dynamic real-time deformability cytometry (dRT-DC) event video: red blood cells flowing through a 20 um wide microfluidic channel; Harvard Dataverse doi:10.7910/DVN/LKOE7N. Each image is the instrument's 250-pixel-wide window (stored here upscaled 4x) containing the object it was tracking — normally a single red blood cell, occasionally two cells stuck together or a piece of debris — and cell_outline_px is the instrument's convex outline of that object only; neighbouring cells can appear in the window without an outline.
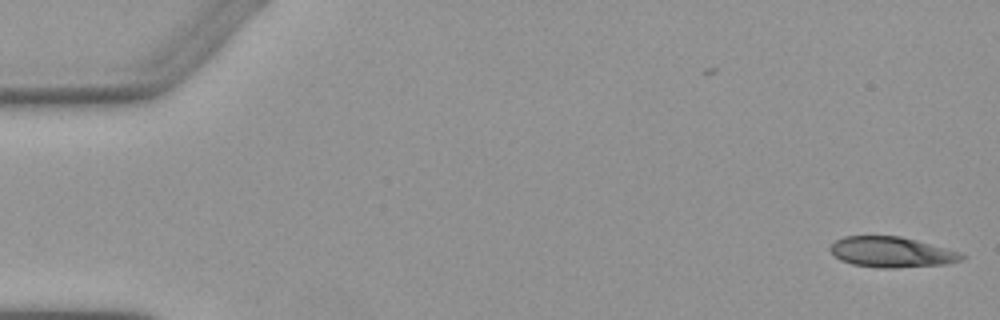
{"species": "Egyptian fruit bat (a non-hibernating species)", "species_latin": "Rousettus aegyptiacus", "temperature_condition": "warm", "stored_images_in_passage": 6, "camera_frame_rate_fps": 3000, "um_per_image_px": 0.085, "animal": {"sex": "female"}, "frame": {"image": 1, "passage_image": 1, "time_ms": 0.0, "image_size_px": [1000, 320], "cell_outline_px": [[968, 256], [964, 260], [948, 264], [896, 268], [876, 268], [852, 264], [840, 260], [828, 248], [836, 240], [844, 236], [900, 236], [916, 240], [960, 252]], "centroid_in_image_um": [75.82, 21.44], "position_along_channel_um": 9.2, "area_um2": 23.52}}
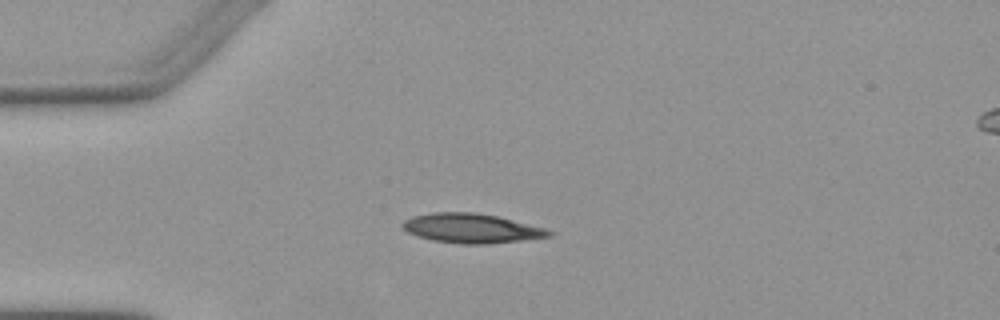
{"frame": {"image": 2, "passage_image": 4, "time_ms": 4.0, "image_size_px": [1000, 320], "cell_outline_px": [[556, 232], [552, 236], [488, 244], [460, 244], [432, 240], [416, 236], [408, 232], [400, 224], [404, 220], [412, 216], [432, 212], [476, 212], [496, 216], [544, 228]], "centroid_in_image_um": [40.04, 19.4], "position_along_channel_um": 45.0, "area_um2": 25.09}}
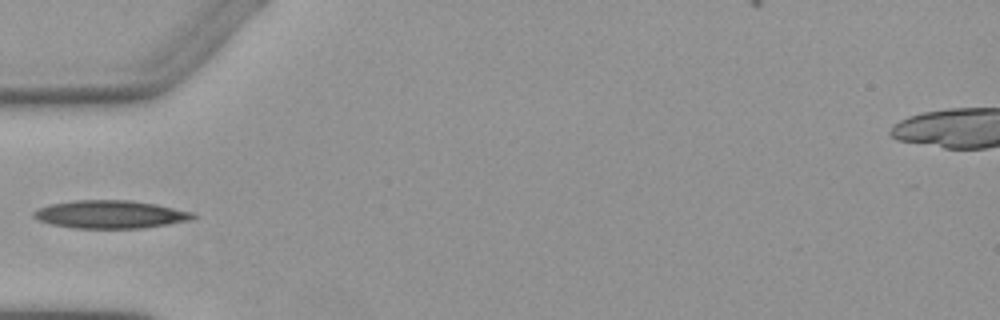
{"frame": {"image": 3, "passage_image": 5, "time_ms": 5.333, "image_size_px": [1000, 320], "cell_outline_px": [[200, 216], [192, 220], [144, 228], [72, 228], [52, 224], [40, 220], [32, 216], [32, 212], [40, 208], [52, 204], [76, 200], [128, 200], [156, 204], [192, 212]], "centroid_in_image_um": [9.43, 18.23], "position_along_channel_um": 75.6, "area_um2": 25.89}}